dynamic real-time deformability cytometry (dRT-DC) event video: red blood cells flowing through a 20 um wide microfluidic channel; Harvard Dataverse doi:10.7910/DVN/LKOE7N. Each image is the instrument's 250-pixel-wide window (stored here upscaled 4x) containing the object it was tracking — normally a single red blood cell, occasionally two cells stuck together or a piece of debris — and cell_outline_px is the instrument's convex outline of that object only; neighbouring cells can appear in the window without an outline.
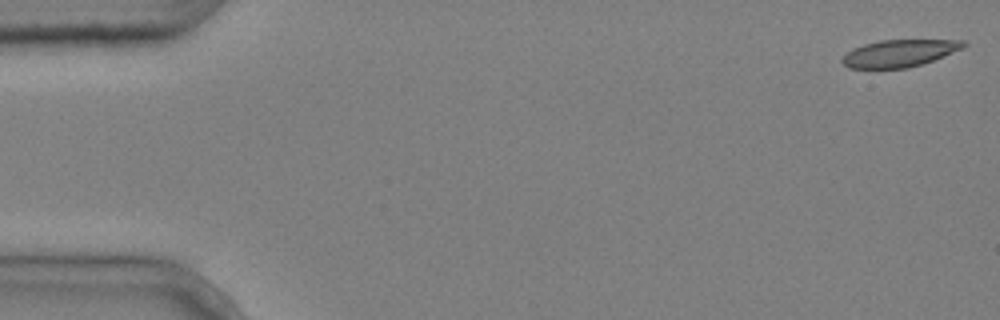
{"species": "common noctule bat (a hibernating species)", "species_latin": "Nyctalus noctula", "temperature_condition": "cold", "stored_images_in_passage": 5, "camera_frame_rate_fps": 3000, "um_per_image_px": 0.085, "animal": {"sex": "male", "body_mass_g": 20.4}, "frame": {"image": 1, "passage_image": 1, "time_ms": 0.0, "image_size_px": [1000, 320], "cell_outline_px": [[968, 44], [964, 48], [932, 60], [908, 68], [848, 68], [840, 60], [852, 48], [864, 44], [880, 40], [964, 40]], "centroid_in_image_um": [76.44, 4.52], "position_along_channel_um": 8.6, "area_um2": 19.07}}
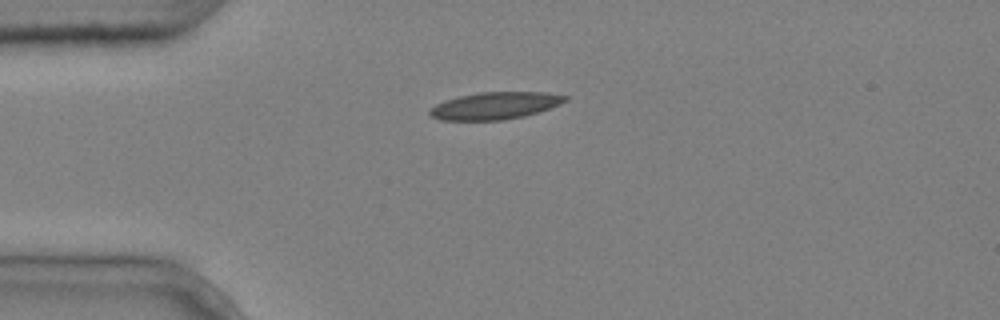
{"frame": {"image": 2, "passage_image": 4, "time_ms": 1.0, "image_size_px": [1000, 320], "cell_outline_px": [[568, 100], [560, 104], [524, 116], [504, 120], [440, 120], [432, 116], [428, 112], [436, 104], [444, 100], [460, 96], [480, 92], [548, 92], [568, 96]], "centroid_in_image_um": [42.09, 8.98], "position_along_channel_um": 42.9, "area_um2": 21.33}}